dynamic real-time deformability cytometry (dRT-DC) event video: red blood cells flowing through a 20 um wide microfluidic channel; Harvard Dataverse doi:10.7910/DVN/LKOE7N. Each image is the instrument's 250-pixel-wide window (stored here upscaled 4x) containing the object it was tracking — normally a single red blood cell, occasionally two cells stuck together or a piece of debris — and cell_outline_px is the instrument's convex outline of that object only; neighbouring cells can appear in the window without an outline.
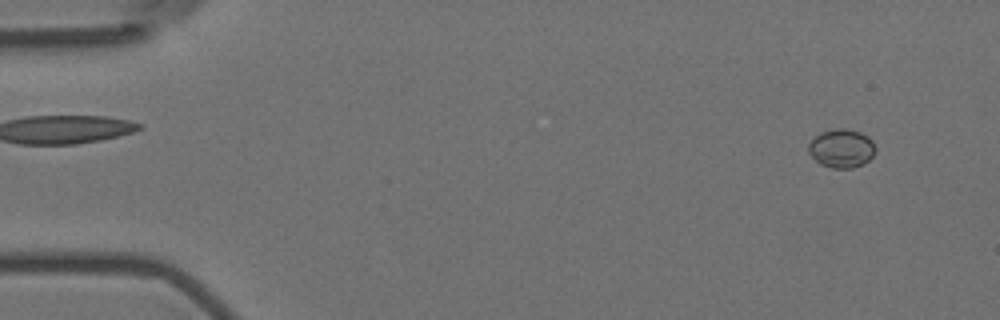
{"species": "Egyptian fruit bat (a non-hibernating species)", "species_latin": "Rousettus aegyptiacus", "temperature_condition": "room temperature", "stored_images_in_passage": 56, "camera_frame_rate_fps": 3000, "um_per_image_px": 0.085, "animal": {"sex": "female"}, "frame": {"image": 1, "passage_image": 3, "time_ms": 0.667, "image_size_px": [1000, 320], "cell_outline_px": [[876, 148], [872, 156], [864, 164], [852, 168], [832, 168], [820, 164], [808, 152], [808, 144], [820, 132], [836, 128], [844, 128], [860, 132], [868, 136], [872, 140]], "centroid_in_image_um": [71.53, 12.61], "position_along_channel_um": 13.5, "area_um2": 15.09}}
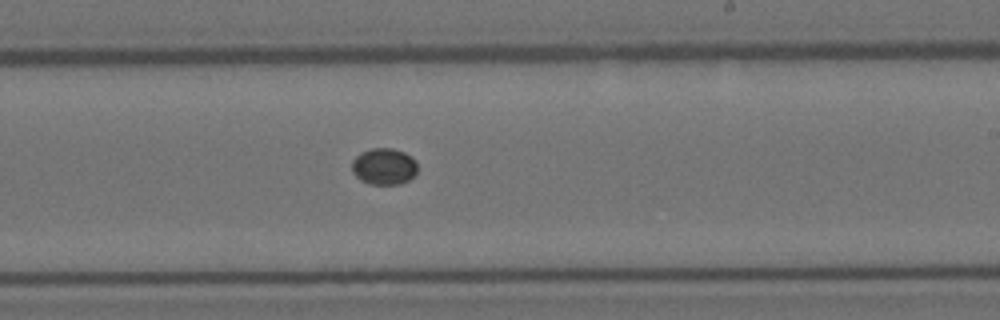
{"frame": {"image": 2, "passage_image": 33, "time_ms": 10.667, "image_size_px": [1000, 320], "cell_outline_px": [[416, 172], [408, 180], [400, 184], [368, 184], [360, 180], [352, 172], [352, 160], [360, 152], [372, 148], [392, 148], [404, 152], [412, 156], [416, 160]], "centroid_in_image_um": [32.62, 14.14], "position_along_channel_um": 256.4, "area_um2": 14.05}}
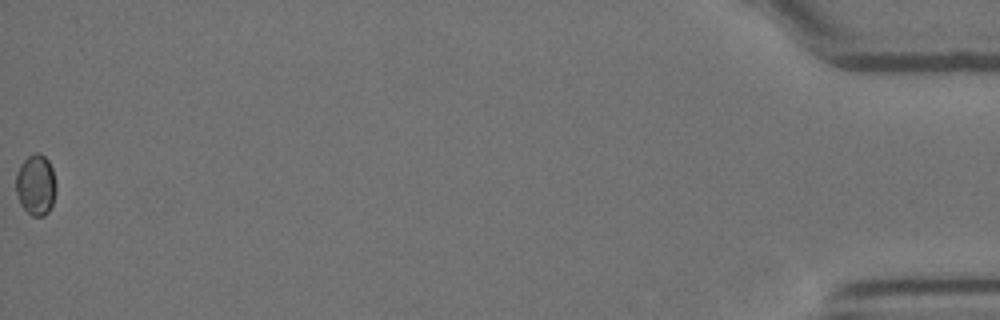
{"frame": {"image": 3, "passage_image": 56, "time_ms": 18.333, "image_size_px": [1000, 320], "cell_outline_px": [[56, 192], [52, 204], [48, 212], [44, 216], [32, 216], [20, 204], [16, 192], [16, 172], [20, 164], [28, 156], [36, 152], [40, 152], [48, 160], [52, 168], [56, 184]], "centroid_in_image_um": [3.04, 15.7], "position_along_channel_um": 432.2, "area_um2": 14.33}}